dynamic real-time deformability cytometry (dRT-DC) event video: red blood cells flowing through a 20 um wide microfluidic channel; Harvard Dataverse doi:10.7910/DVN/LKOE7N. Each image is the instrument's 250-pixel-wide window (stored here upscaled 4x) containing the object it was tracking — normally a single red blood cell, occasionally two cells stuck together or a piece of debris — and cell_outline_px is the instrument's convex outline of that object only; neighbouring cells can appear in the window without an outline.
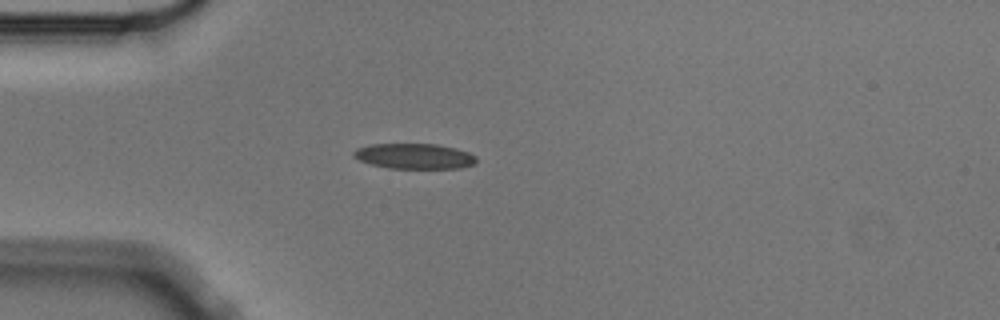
{"species": "Egyptian fruit bat (a non-hibernating species)", "species_latin": "Rousettus aegyptiacus", "temperature_condition": "cold", "stored_images_in_passage": 4, "camera_frame_rate_fps": 3000, "um_per_image_px": 0.085, "animal": {"sex": "male"}, "frame": {"image": 1, "passage_image": 4, "time_ms": 1.0, "image_size_px": [1000, 320], "cell_outline_px": [[476, 160], [472, 164], [460, 168], [388, 168], [372, 164], [360, 160], [352, 156], [352, 152], [356, 148], [372, 144], [436, 144], [456, 148], [468, 152], [476, 156]], "centroid_in_image_um": [35.2, 13.27], "position_along_channel_um": 49.8, "area_um2": 18.03}}